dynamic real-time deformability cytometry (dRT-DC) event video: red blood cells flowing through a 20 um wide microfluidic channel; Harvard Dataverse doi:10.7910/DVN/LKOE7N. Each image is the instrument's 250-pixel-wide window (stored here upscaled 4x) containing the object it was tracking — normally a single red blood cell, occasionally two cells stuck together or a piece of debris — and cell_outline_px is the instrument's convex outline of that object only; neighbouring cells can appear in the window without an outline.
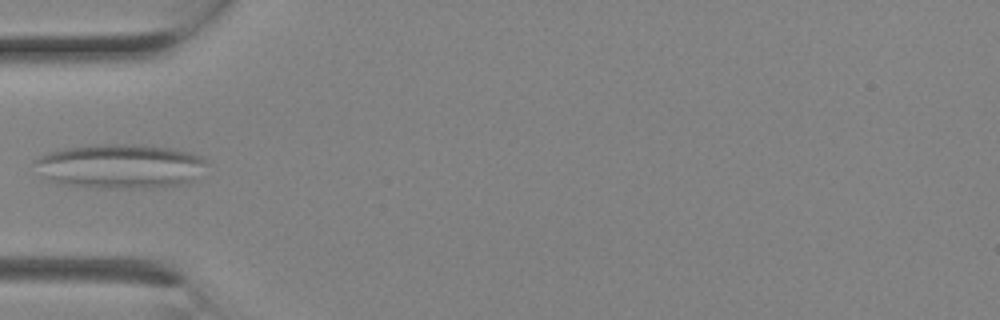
{"species": "Egyptian fruit bat (a non-hibernating species)", "species_latin": "Rousettus aegyptiacus", "temperature_condition": "room temperature", "stored_images_in_passage": 3, "camera_frame_rate_fps": 3000, "um_per_image_px": 0.085, "animal": {"sex": "female"}, "frame": {"image": 1, "passage_image": 3, "time_ms": 0.667, "image_size_px": [1000, 320], "cell_outline_px": [[204, 164], [192, 180], [180, 184], [152, 188], [96, 188], [60, 184], [44, 180], [32, 160], [48, 152], [64, 148], [92, 144], [140, 144], [172, 148], [192, 152], [204, 156]], "centroid_in_image_um": [10.13, 14.12], "position_along_channel_um": 74.9, "area_um2": 44.91}}